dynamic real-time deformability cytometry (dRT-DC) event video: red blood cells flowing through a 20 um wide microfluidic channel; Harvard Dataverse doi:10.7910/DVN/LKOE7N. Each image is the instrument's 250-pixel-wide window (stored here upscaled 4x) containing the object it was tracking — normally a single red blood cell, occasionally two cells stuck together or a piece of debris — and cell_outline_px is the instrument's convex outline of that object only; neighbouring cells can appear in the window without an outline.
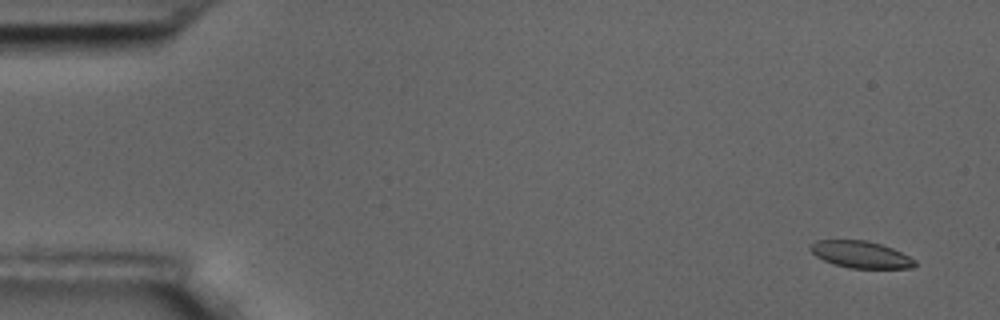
{"species": "common noctule bat (a hibernating species)", "species_latin": "Nyctalus noctula", "temperature_condition": "room temperature", "stored_images_in_passage": 59, "camera_frame_rate_fps": 3000, "um_per_image_px": 0.085, "animal": {"sex": "male", "body_mass_g": 17.5, "forearm_length_mm": 52.3}, "frame": {"image": 1, "passage_image": 4, "time_ms": 1.0, "image_size_px": [1000, 320], "cell_outline_px": [[916, 264], [912, 268], [848, 268], [832, 264], [816, 256], [808, 248], [816, 240], [868, 240], [892, 248], [916, 260]], "centroid_in_image_um": [73.15, 21.63], "position_along_channel_um": 11.9, "area_um2": 16.36}}
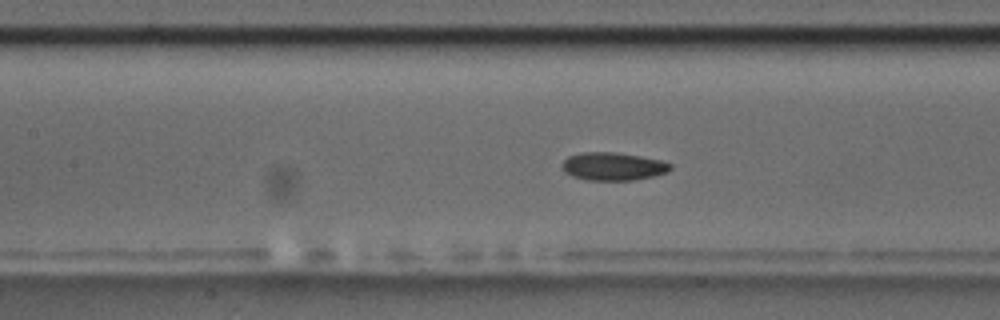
{"frame": {"image": 2, "passage_image": 27, "time_ms": 8.667, "image_size_px": [1000, 320], "cell_outline_px": [[672, 168], [668, 172], [652, 176], [632, 180], [584, 180], [572, 176], [564, 172], [560, 164], [568, 156], [584, 152], [616, 152], [640, 156], [660, 160], [672, 164]], "centroid_in_image_um": [52.08, 14.14], "position_along_channel_um": 155.3, "area_um2": 17.74}}
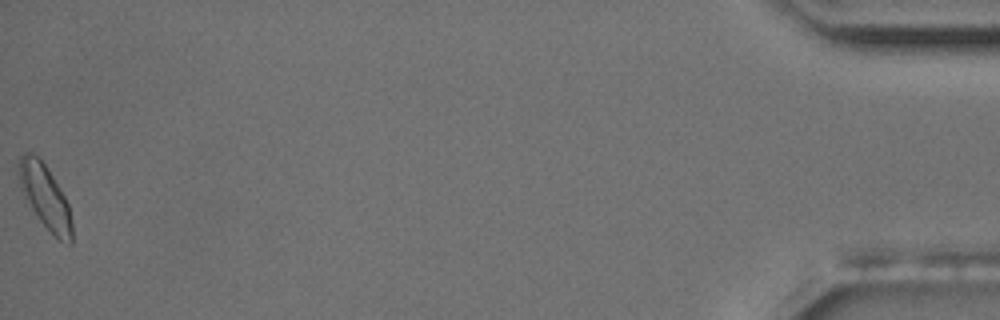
{"frame": {"image": 3, "passage_image": 59, "time_ms": 19.333, "image_size_px": [1000, 320], "cell_outline_px": [[72, 244], [68, 244], [60, 240], [40, 220], [32, 208], [20, 184], [20, 156], [24, 152], [32, 152], [44, 164], [52, 176], [64, 196], [68, 204], [72, 224]], "centroid_in_image_um": [3.87, 16.73], "position_along_channel_um": 431.3, "area_um2": 18.79}, "authors_computed_cell_mechanics": {"area_um2": 17.34, "velocity_mm_per_s": 3.503, "shape_relaxation_time_tau1_ms": null, "shape_relaxation_time_tau2_ms": 4.1008, "deformation_change_tau1": null, "deformation_change_tau2": 0.0897}}